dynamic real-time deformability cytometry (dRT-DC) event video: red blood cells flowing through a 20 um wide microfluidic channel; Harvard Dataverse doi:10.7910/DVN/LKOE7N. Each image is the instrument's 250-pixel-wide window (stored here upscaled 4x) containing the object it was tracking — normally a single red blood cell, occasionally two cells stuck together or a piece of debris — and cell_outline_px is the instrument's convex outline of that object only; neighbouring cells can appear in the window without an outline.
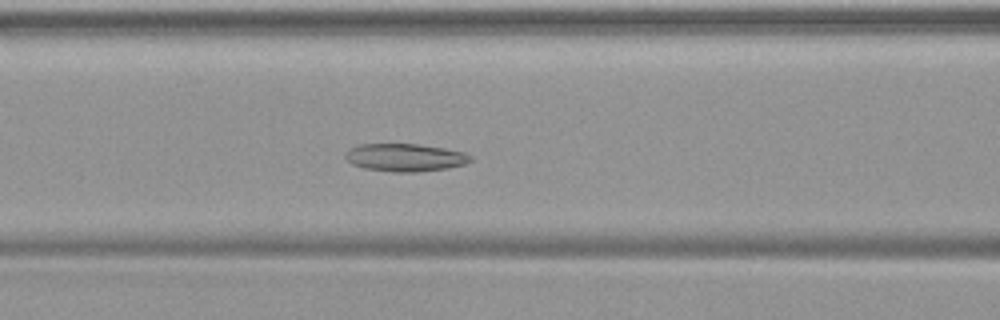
{"species": "common noctule bat (a hibernating species)", "species_latin": "Nyctalus noctula", "temperature_condition": "warm", "stored_images_in_passage": 41, "camera_frame_rate_fps": 3000, "um_per_image_px": 0.085, "animal": {"sex": "female", "body_mass_g": 19.9}, "frame": {"image": 1, "passage_image": 12, "time_ms": 3.667, "image_size_px": [1000, 320], "cell_outline_px": [[472, 160], [464, 164], [448, 168], [416, 172], [392, 172], [364, 168], [352, 164], [344, 156], [344, 152], [348, 148], [360, 144], [420, 144], [444, 148], [464, 152], [472, 156]], "centroid_in_image_um": [34.41, 13.38], "position_along_channel_um": 132.2, "area_um2": 20.4}}
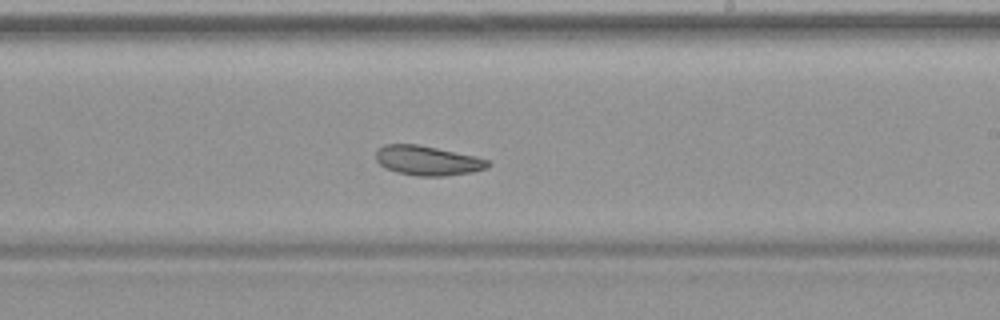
{"frame": {"image": 2, "passage_image": 21, "time_ms": 6.667, "image_size_px": [1000, 320], "cell_outline_px": [[492, 164], [488, 168], [472, 172], [444, 176], [416, 176], [396, 172], [384, 168], [376, 160], [376, 152], [384, 144], [416, 144], [476, 156], [488, 160]], "centroid_in_image_um": [36.35, 13.66], "position_along_channel_um": 252.6, "area_um2": 19.36}}
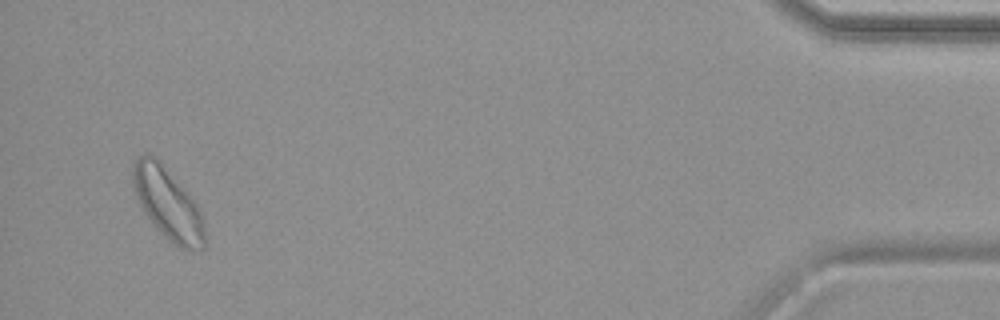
{"frame": {"image": 3, "passage_image": 39, "time_ms": 12.667, "image_size_px": [1000, 320], "cell_outline_px": [[208, 244], [204, 248], [180, 248], [160, 232], [156, 228], [140, 208], [132, 188], [132, 164], [144, 152], [148, 152], [156, 156], [160, 160], [196, 204], [204, 220], [208, 240]], "centroid_in_image_um": [14.24, 17.29], "position_along_channel_um": 421.0, "area_um2": 30.29}}